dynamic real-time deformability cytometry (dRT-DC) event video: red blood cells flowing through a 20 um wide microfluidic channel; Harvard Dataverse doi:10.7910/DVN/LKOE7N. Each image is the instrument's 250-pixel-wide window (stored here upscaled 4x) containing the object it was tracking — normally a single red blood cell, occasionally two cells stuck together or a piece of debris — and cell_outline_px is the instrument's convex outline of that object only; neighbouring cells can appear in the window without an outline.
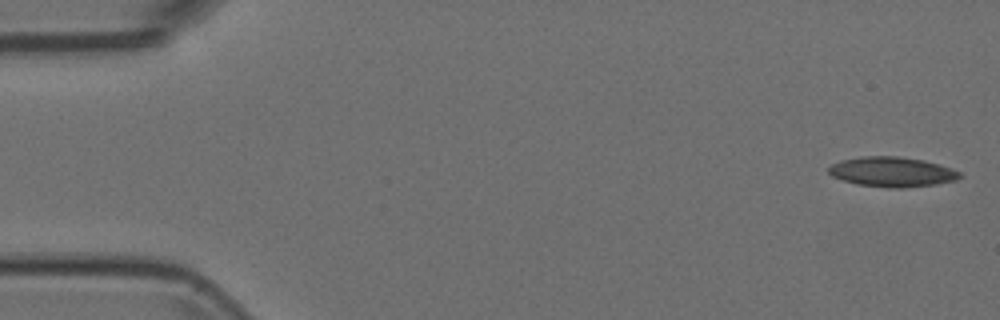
{"species": "Egyptian fruit bat (a non-hibernating species)", "species_latin": "Rousettus aegyptiacus", "temperature_condition": "room temperature", "stored_images_in_passage": 53, "camera_frame_rate_fps": 3000, "um_per_image_px": 0.085, "animal": {"sex": "female"}, "frame": {"image": 1, "passage_image": 1, "time_ms": 0.0, "image_size_px": [1000, 320], "cell_outline_px": [[964, 176], [956, 180], [936, 184], [904, 188], [888, 188], [860, 184], [844, 180], [832, 176], [828, 172], [828, 168], [832, 164], [840, 160], [860, 156], [900, 156], [924, 160], [960, 172]], "centroid_in_image_um": [75.82, 14.6], "position_along_channel_um": 9.2, "area_um2": 22.77}}
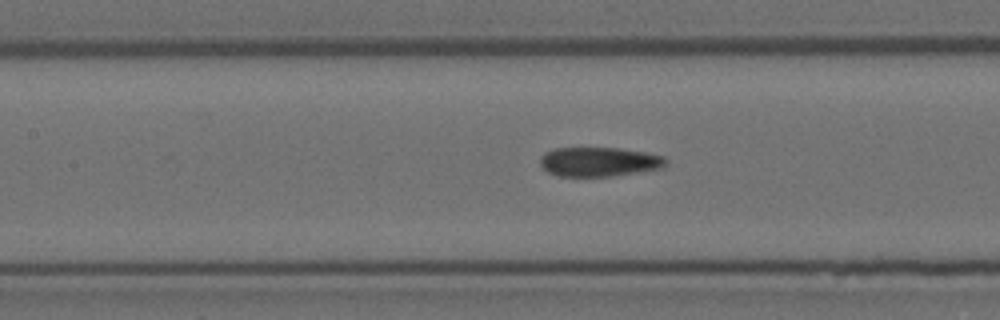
{"frame": {"image": 2, "passage_image": 23, "time_ms": 7.333, "image_size_px": [1000, 320], "cell_outline_px": [[668, 164], [664, 168], [608, 176], [556, 176], [548, 172], [540, 164], [540, 156], [544, 152], [556, 148], [620, 148], [644, 152], [664, 156], [668, 160]], "centroid_in_image_um": [50.93, 13.74], "position_along_channel_um": 156.5, "area_um2": 21.56}}
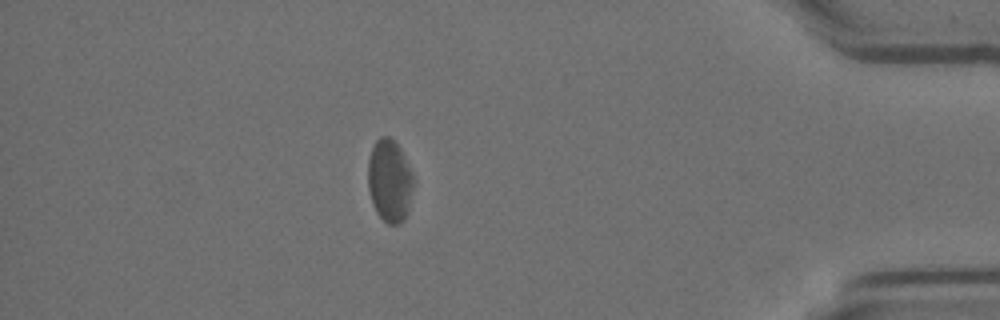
{"frame": {"image": 3, "passage_image": 46, "time_ms": 15.0, "image_size_px": [1000, 320], "cell_outline_px": [[416, 180], [408, 212], [404, 220], [400, 224], [388, 224], [376, 212], [372, 204], [368, 188], [368, 160], [372, 148], [376, 140], [380, 136], [388, 136], [400, 148]], "centroid_in_image_um": [33.14, 15.39], "position_along_channel_um": 402.1, "area_um2": 22.25}}